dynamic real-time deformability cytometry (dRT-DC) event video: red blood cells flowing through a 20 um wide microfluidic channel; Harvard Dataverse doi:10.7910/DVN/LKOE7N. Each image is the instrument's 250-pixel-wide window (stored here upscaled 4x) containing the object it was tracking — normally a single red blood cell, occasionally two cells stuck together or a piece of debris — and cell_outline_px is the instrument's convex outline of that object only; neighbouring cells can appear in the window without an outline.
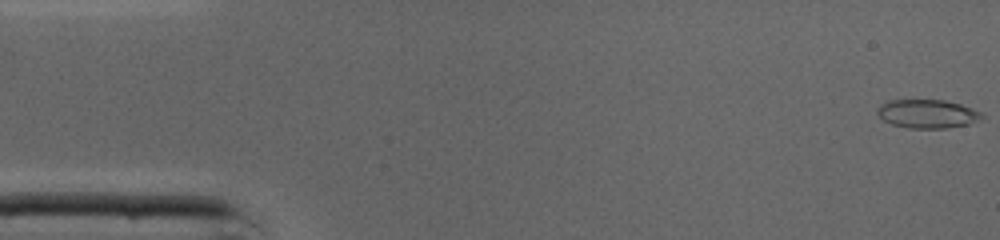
{"species": "common noctule bat (a hibernating species)", "species_latin": "Nyctalus noctula", "temperature_condition": "cold", "stored_images_in_passage": 46, "camera_frame_rate_fps": 3000, "um_per_image_px": 0.085, "animal": {"sex": "male", "body_mass_g": 19.0, "forearm_length_mm": 50.8}, "frame": {"image": 1, "passage_image": 1, "time_ms": 0.0, "image_size_px": [1000, 240], "cell_outline_px": [[984, 116], [968, 124], [948, 128], [908, 128], [892, 124], [884, 120], [876, 112], [880, 104], [888, 100], [944, 100], [960, 104], [984, 112]], "centroid_in_image_um": [78.83, 9.67], "position_along_channel_um": 6.2, "area_um2": 17.4}}
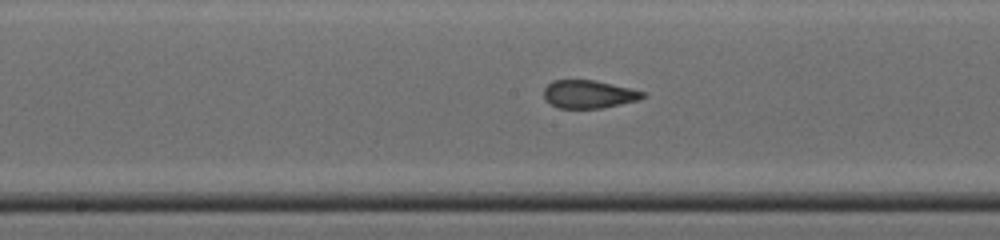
{"frame": {"image": 2, "passage_image": 23, "time_ms": 7.333, "image_size_px": [1000, 240], "cell_outline_px": [[648, 96], [636, 100], [620, 104], [600, 108], [560, 108], [544, 100], [544, 88], [552, 80], [596, 80], [644, 92]], "centroid_in_image_um": [50.01, 8.0], "position_along_channel_um": 198.2, "area_um2": 16.01}}
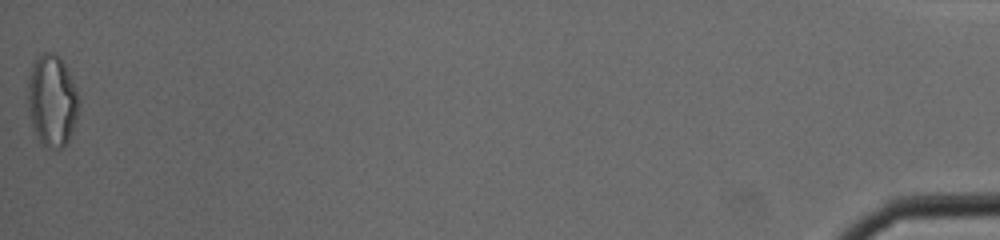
{"frame": {"image": 3, "passage_image": 46, "time_ms": 15.0, "image_size_px": [1000, 240], "cell_outline_px": [[80, 100], [76, 120], [72, 132], [68, 140], [60, 148], [48, 148], [40, 140], [28, 116], [28, 80], [32, 64], [36, 56], [44, 52], [52, 52], [60, 56], [72, 80]], "centroid_in_image_um": [4.41, 8.51], "position_along_channel_um": 430.8, "area_um2": 27.17}, "authors_computed_cell_mechanics": {"area_um2": 17.5423, "velocity_mm_per_s": 4.3861, "shape_relaxation_time_tau1_ms": null, "shape_relaxation_time_tau2_ms": 0.9061, "deformation_change_tau1": null, "deformation_change_tau2": 0.0544}}